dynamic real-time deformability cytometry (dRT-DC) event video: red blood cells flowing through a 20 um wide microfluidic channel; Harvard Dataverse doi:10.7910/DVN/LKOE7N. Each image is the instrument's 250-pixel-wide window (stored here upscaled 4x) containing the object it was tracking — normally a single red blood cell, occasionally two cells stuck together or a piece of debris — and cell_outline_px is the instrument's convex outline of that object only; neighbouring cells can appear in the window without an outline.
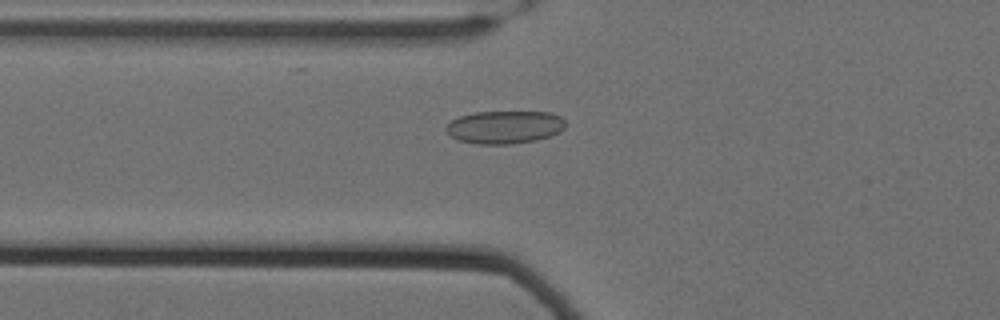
{"species": "Egyptian fruit bat (a non-hibernating species)", "species_latin": "Rousettus aegyptiacus", "temperature_condition": "cold", "stored_images_in_passage": 40, "camera_frame_rate_fps": 3000, "um_per_image_px": 0.085, "animal": {"sex": "female"}, "frame": {"image": 1, "passage_image": 4, "time_ms": 1.0, "image_size_px": [1000, 320], "cell_outline_px": [[564, 128], [560, 132], [552, 136], [536, 140], [512, 144], [476, 144], [456, 140], [444, 128], [452, 120], [460, 116], [476, 112], [552, 112], [560, 116], [564, 120]], "centroid_in_image_um": [42.91, 10.81], "position_along_channel_um": 82.9, "area_um2": 23.0}}
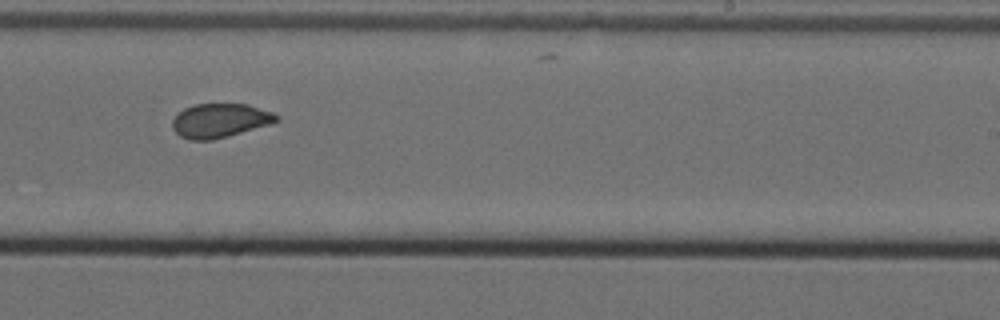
{"frame": {"image": 2, "passage_image": 20, "time_ms": 6.333, "image_size_px": [1000, 320], "cell_outline_px": [[280, 120], [268, 124], [228, 136], [212, 140], [188, 140], [180, 136], [172, 128], [172, 120], [184, 108], [196, 104], [248, 104], [272, 112], [280, 116]], "centroid_in_image_um": [18.68, 10.25], "position_along_channel_um": 270.3, "area_um2": 20.52}}
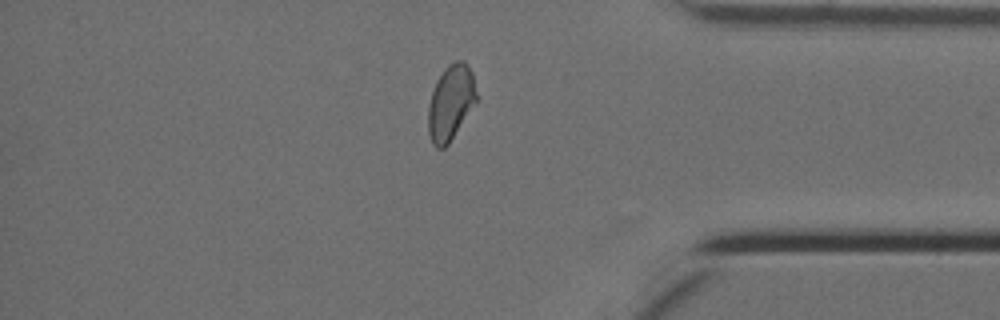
{"frame": {"image": 3, "passage_image": 32, "time_ms": 10.333, "image_size_px": [1000, 320], "cell_outline_px": [[476, 104], [448, 144], [444, 148], [436, 148], [432, 144], [428, 132], [428, 104], [436, 80], [444, 68], [448, 64], [456, 60], [464, 60], [472, 72], [476, 92]], "centroid_in_image_um": [38.3, 8.71], "position_along_channel_um": 396.9, "area_um2": 21.33}, "authors_computed_cell_mechanics": {"area_um2": 21.2415, "velocity_mm_per_s": 3.5001, "shape_relaxation_time_tau1_ms": null, "shape_relaxation_time_tau2_ms": 1.1721, "deformation_change_tau1": null, "deformation_change_tau2": 0.0618}}